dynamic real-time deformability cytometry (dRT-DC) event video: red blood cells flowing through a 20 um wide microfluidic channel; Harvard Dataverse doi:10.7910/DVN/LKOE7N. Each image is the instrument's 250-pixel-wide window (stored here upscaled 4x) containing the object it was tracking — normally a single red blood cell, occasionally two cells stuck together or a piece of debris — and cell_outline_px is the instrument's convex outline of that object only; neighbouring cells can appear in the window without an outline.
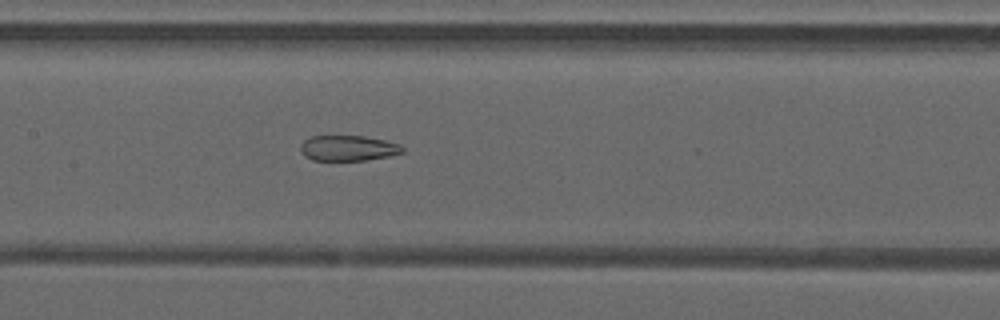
{"species": "common noctule bat (a hibernating species)", "species_latin": "Nyctalus noctula", "temperature_condition": "warm", "stored_images_in_passage": 43, "camera_frame_rate_fps": 3000, "um_per_image_px": 0.085, "animal": {"sex": "male", "forearm_length_mm": 52.5}, "frame": {"image": 1, "passage_image": 20, "time_ms": 6.333, "image_size_px": [1000, 320], "cell_outline_px": [[404, 152], [388, 156], [364, 160], [312, 160], [304, 156], [300, 152], [300, 144], [304, 140], [312, 136], [364, 136], [384, 140], [400, 144], [404, 148]], "centroid_in_image_um": [29.57, 12.59], "position_along_channel_um": 177.8, "area_um2": 15.14}}
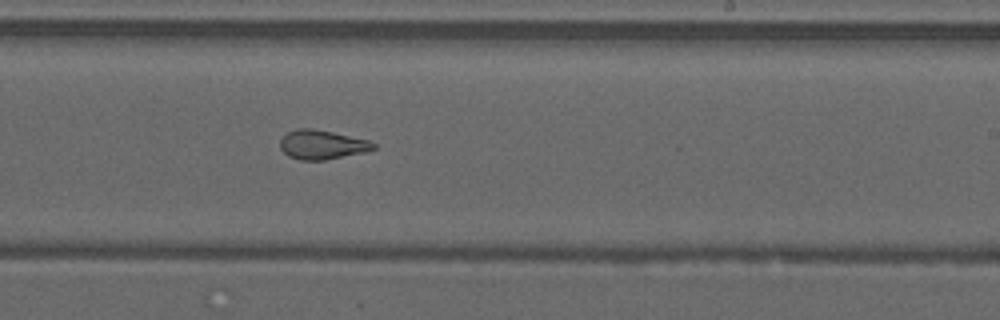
{"frame": {"image": 2, "passage_image": 26, "time_ms": 8.333, "image_size_px": [1000, 320], "cell_outline_px": [[376, 148], [364, 152], [324, 160], [300, 160], [288, 156], [280, 148], [280, 140], [288, 132], [296, 128], [312, 128], [332, 132], [368, 140], [376, 144]], "centroid_in_image_um": [27.35, 12.29], "position_along_channel_um": 261.6, "area_um2": 15.78}}
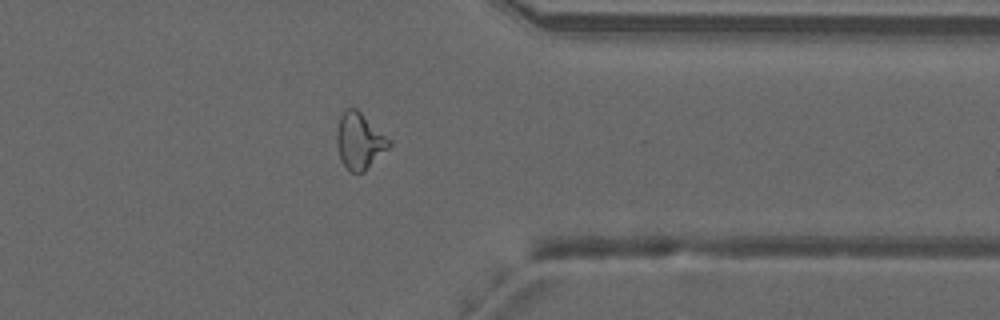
{"frame": {"image": 3, "passage_image": 35, "time_ms": 11.333, "image_size_px": [1000, 320], "cell_outline_px": [[392, 144], [364, 172], [352, 172], [340, 160], [336, 140], [336, 132], [340, 116], [344, 108], [356, 108], [392, 140]], "centroid_in_image_um": [30.56, 11.96], "position_along_channel_um": 380.8, "area_um2": 17.17}}